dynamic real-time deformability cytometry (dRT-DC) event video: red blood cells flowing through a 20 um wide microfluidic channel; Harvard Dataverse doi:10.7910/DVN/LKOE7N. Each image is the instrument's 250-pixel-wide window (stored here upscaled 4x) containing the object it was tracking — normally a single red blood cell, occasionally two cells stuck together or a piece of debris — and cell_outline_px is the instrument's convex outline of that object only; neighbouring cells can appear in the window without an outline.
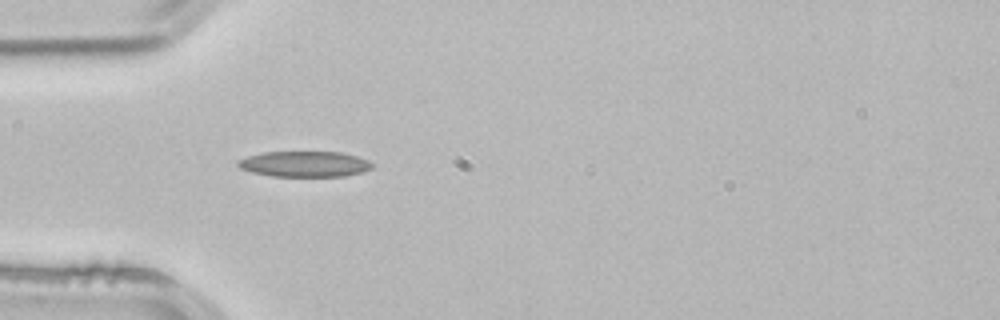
{"species": "common noctule bat (a hibernating species)", "species_latin": "Nyctalus noctula", "temperature_condition": "room temperature", "stored_images_in_passage": 2, "camera_frame_rate_fps": 3000, "um_per_image_px": 0.085, "animal": {"sex": "male", "body_mass_g": 21.5, "forearm_length_mm": 52.0}, "frame": {"image": 1, "passage_image": 2, "time_ms": 0.333, "image_size_px": [1000, 320], "cell_outline_px": [[372, 168], [360, 172], [344, 176], [272, 176], [252, 172], [240, 168], [236, 164], [236, 160], [248, 156], [264, 152], [340, 152], [356, 156], [368, 160], [372, 164]], "centroid_in_image_um": [25.85, 13.94], "position_along_channel_um": 59.2, "area_um2": 19.94}}